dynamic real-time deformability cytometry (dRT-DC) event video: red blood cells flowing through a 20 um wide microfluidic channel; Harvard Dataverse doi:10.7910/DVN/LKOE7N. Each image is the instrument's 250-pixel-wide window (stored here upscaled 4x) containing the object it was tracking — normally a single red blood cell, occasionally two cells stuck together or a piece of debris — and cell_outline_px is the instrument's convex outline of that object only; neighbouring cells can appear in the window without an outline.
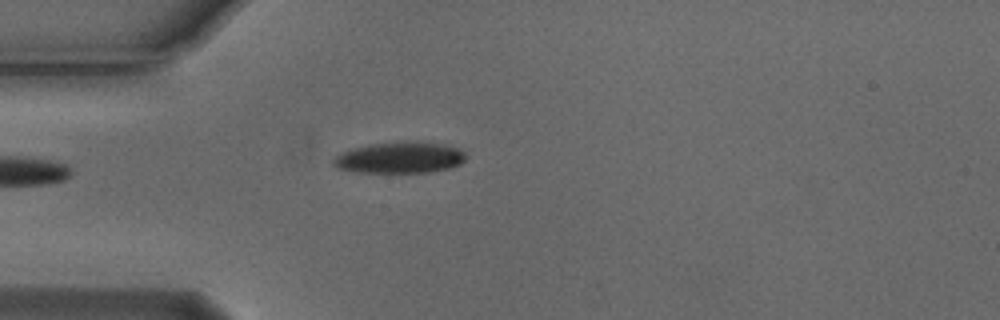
{"species": "Egyptian fruit bat (a non-hibernating species)", "species_latin": "Rousettus aegyptiacus", "temperature_condition": "cold", "stored_images_in_passage": 1, "camera_frame_rate_fps": 3000, "um_per_image_px": 0.085, "animal": {"sex": "male"}, "frame": {"image": 1, "passage_image": 1, "time_ms": 0.0, "image_size_px": [1000, 320], "cell_outline_px": [[468, 156], [460, 164], [448, 168], [432, 172], [352, 172], [336, 168], [332, 164], [332, 160], [336, 156], [344, 152], [368, 144], [400, 140], [416, 140], [444, 144], [460, 148]], "centroid_in_image_um": [34.01, 13.37], "position_along_channel_um": 51.0, "area_um2": 24.62}}